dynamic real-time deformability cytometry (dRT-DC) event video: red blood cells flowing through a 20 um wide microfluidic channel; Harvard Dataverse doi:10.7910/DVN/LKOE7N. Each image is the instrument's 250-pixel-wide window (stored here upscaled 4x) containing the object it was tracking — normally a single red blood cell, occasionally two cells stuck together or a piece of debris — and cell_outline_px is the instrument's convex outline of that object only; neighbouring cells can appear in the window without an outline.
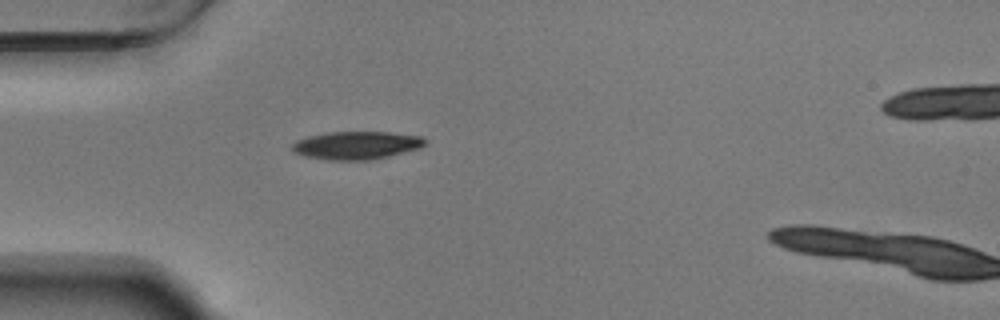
{"species": "Egyptian fruit bat (a non-hibernating species)", "species_latin": "Rousettus aegyptiacus", "temperature_condition": "warm", "stored_images_in_passage": 6, "camera_frame_rate_fps": 3000, "um_per_image_px": 0.085, "animal": {"sex": "male"}, "frame": {"image": 1, "passage_image": 1, "time_ms": 0.0, "image_size_px": [1000, 320], "cell_outline_px": [[428, 140], [420, 148], [372, 160], [324, 160], [304, 156], [292, 152], [292, 144], [296, 140], [308, 136], [328, 132], [388, 132], [420, 136]], "centroid_in_image_um": [30.26, 12.36], "position_along_channel_um": 54.7, "area_um2": 21.79}}
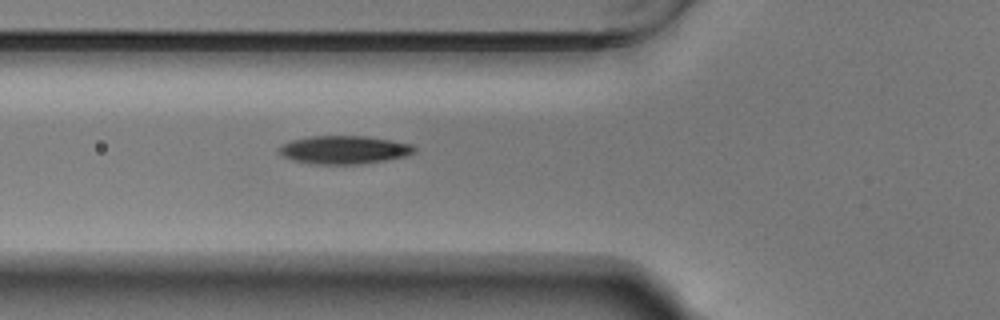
{"frame": {"image": 2, "passage_image": 5, "time_ms": 1.333, "image_size_px": [1000, 320], "cell_outline_px": [[416, 152], [408, 156], [364, 164], [312, 164], [296, 160], [284, 156], [276, 152], [280, 144], [292, 140], [312, 136], [364, 136], [392, 140], [412, 144], [416, 148]], "centroid_in_image_um": [29.28, 12.73], "position_along_channel_um": 96.5, "area_um2": 22.43}}